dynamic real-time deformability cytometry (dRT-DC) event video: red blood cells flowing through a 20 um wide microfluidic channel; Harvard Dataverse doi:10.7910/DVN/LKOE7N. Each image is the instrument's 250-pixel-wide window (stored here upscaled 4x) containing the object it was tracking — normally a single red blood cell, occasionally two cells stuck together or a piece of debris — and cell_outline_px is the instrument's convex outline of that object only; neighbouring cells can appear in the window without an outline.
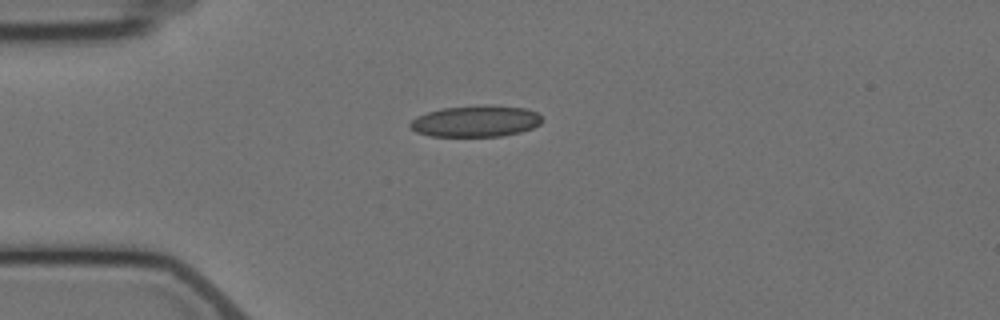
{"species": "Egyptian fruit bat (a non-hibernating species)", "species_latin": "Rousettus aegyptiacus", "temperature_condition": "cold", "stored_images_in_passage": 1, "camera_frame_rate_fps": 3000, "um_per_image_px": 0.085, "animal": {"sex": "female"}, "frame": {"image": 1, "passage_image": 1, "time_ms": 0.0, "image_size_px": [1000, 320], "cell_outline_px": [[544, 120], [540, 124], [532, 128], [520, 132], [500, 136], [432, 136], [416, 132], [408, 124], [416, 116], [428, 112], [444, 108], [492, 104], [528, 108], [536, 112]], "centroid_in_image_um": [40.48, 10.29], "position_along_channel_um": 44.5, "area_um2": 24.22}}